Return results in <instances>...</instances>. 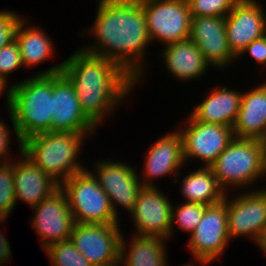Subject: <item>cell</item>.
Listing matches in <instances>:
<instances>
[{
	"label": "cell",
	"mask_w": 266,
	"mask_h": 266,
	"mask_svg": "<svg viewBox=\"0 0 266 266\" xmlns=\"http://www.w3.org/2000/svg\"><path fill=\"white\" fill-rule=\"evenodd\" d=\"M184 202H197L210 206L222 202L226 192L219 185L210 167L201 166L181 179Z\"/></svg>",
	"instance_id": "obj_25"
},
{
	"label": "cell",
	"mask_w": 266,
	"mask_h": 266,
	"mask_svg": "<svg viewBox=\"0 0 266 266\" xmlns=\"http://www.w3.org/2000/svg\"><path fill=\"white\" fill-rule=\"evenodd\" d=\"M261 239H266V233H265V235Z\"/></svg>",
	"instance_id": "obj_40"
},
{
	"label": "cell",
	"mask_w": 266,
	"mask_h": 266,
	"mask_svg": "<svg viewBox=\"0 0 266 266\" xmlns=\"http://www.w3.org/2000/svg\"><path fill=\"white\" fill-rule=\"evenodd\" d=\"M17 201L14 188V161L0 163V217H10Z\"/></svg>",
	"instance_id": "obj_28"
},
{
	"label": "cell",
	"mask_w": 266,
	"mask_h": 266,
	"mask_svg": "<svg viewBox=\"0 0 266 266\" xmlns=\"http://www.w3.org/2000/svg\"><path fill=\"white\" fill-rule=\"evenodd\" d=\"M250 189L231 200L226 194L228 234L231 240L244 236L258 244L266 233V194Z\"/></svg>",
	"instance_id": "obj_11"
},
{
	"label": "cell",
	"mask_w": 266,
	"mask_h": 266,
	"mask_svg": "<svg viewBox=\"0 0 266 266\" xmlns=\"http://www.w3.org/2000/svg\"><path fill=\"white\" fill-rule=\"evenodd\" d=\"M7 220L6 217H0V223L2 224ZM12 251H11V246L6 238V235L0 230V266L3 264L6 265L7 262L9 263L10 259H12L11 256Z\"/></svg>",
	"instance_id": "obj_34"
},
{
	"label": "cell",
	"mask_w": 266,
	"mask_h": 266,
	"mask_svg": "<svg viewBox=\"0 0 266 266\" xmlns=\"http://www.w3.org/2000/svg\"><path fill=\"white\" fill-rule=\"evenodd\" d=\"M209 167L226 193L229 188L245 191V187H253L264 177L265 162L259 141L235 137Z\"/></svg>",
	"instance_id": "obj_5"
},
{
	"label": "cell",
	"mask_w": 266,
	"mask_h": 266,
	"mask_svg": "<svg viewBox=\"0 0 266 266\" xmlns=\"http://www.w3.org/2000/svg\"><path fill=\"white\" fill-rule=\"evenodd\" d=\"M62 73L73 84L83 113L96 127L114 115L137 86L116 63L80 47L63 61Z\"/></svg>",
	"instance_id": "obj_2"
},
{
	"label": "cell",
	"mask_w": 266,
	"mask_h": 266,
	"mask_svg": "<svg viewBox=\"0 0 266 266\" xmlns=\"http://www.w3.org/2000/svg\"><path fill=\"white\" fill-rule=\"evenodd\" d=\"M97 127L83 113L73 84L61 72L52 74L50 131L95 134Z\"/></svg>",
	"instance_id": "obj_14"
},
{
	"label": "cell",
	"mask_w": 266,
	"mask_h": 266,
	"mask_svg": "<svg viewBox=\"0 0 266 266\" xmlns=\"http://www.w3.org/2000/svg\"><path fill=\"white\" fill-rule=\"evenodd\" d=\"M160 54L167 72L179 81L201 79L209 71L210 64L191 39L164 45Z\"/></svg>",
	"instance_id": "obj_21"
},
{
	"label": "cell",
	"mask_w": 266,
	"mask_h": 266,
	"mask_svg": "<svg viewBox=\"0 0 266 266\" xmlns=\"http://www.w3.org/2000/svg\"><path fill=\"white\" fill-rule=\"evenodd\" d=\"M144 161L142 177L145 178L140 179L143 187H157L154 181L168 175H174V181L178 183L181 176L180 169L185 163L182 137L178 129L167 133L165 136L162 135L161 138L152 143Z\"/></svg>",
	"instance_id": "obj_18"
},
{
	"label": "cell",
	"mask_w": 266,
	"mask_h": 266,
	"mask_svg": "<svg viewBox=\"0 0 266 266\" xmlns=\"http://www.w3.org/2000/svg\"><path fill=\"white\" fill-rule=\"evenodd\" d=\"M266 176V164H265V168H264V177ZM265 194H266V187L265 188H260Z\"/></svg>",
	"instance_id": "obj_39"
},
{
	"label": "cell",
	"mask_w": 266,
	"mask_h": 266,
	"mask_svg": "<svg viewBox=\"0 0 266 266\" xmlns=\"http://www.w3.org/2000/svg\"><path fill=\"white\" fill-rule=\"evenodd\" d=\"M7 84L8 83L6 81L0 79V97L4 92L6 96V104H7V109H8L7 111L9 115H11V85L7 87L8 86Z\"/></svg>",
	"instance_id": "obj_35"
},
{
	"label": "cell",
	"mask_w": 266,
	"mask_h": 266,
	"mask_svg": "<svg viewBox=\"0 0 266 266\" xmlns=\"http://www.w3.org/2000/svg\"><path fill=\"white\" fill-rule=\"evenodd\" d=\"M115 162L113 159H101L94 163L92 173L99 185L107 194L114 214L118 216V208H124L128 213L133 209L138 194L143 188L135 167L126 162ZM119 206V207H118Z\"/></svg>",
	"instance_id": "obj_12"
},
{
	"label": "cell",
	"mask_w": 266,
	"mask_h": 266,
	"mask_svg": "<svg viewBox=\"0 0 266 266\" xmlns=\"http://www.w3.org/2000/svg\"><path fill=\"white\" fill-rule=\"evenodd\" d=\"M157 187H143L131 212L138 236H159L169 241L172 202Z\"/></svg>",
	"instance_id": "obj_15"
},
{
	"label": "cell",
	"mask_w": 266,
	"mask_h": 266,
	"mask_svg": "<svg viewBox=\"0 0 266 266\" xmlns=\"http://www.w3.org/2000/svg\"><path fill=\"white\" fill-rule=\"evenodd\" d=\"M60 189L66 194L75 223H119L110 199L90 169L85 168L63 181Z\"/></svg>",
	"instance_id": "obj_6"
},
{
	"label": "cell",
	"mask_w": 266,
	"mask_h": 266,
	"mask_svg": "<svg viewBox=\"0 0 266 266\" xmlns=\"http://www.w3.org/2000/svg\"><path fill=\"white\" fill-rule=\"evenodd\" d=\"M20 156L21 159L14 162L15 198L32 208L50 197L60 188V184L22 152Z\"/></svg>",
	"instance_id": "obj_19"
},
{
	"label": "cell",
	"mask_w": 266,
	"mask_h": 266,
	"mask_svg": "<svg viewBox=\"0 0 266 266\" xmlns=\"http://www.w3.org/2000/svg\"><path fill=\"white\" fill-rule=\"evenodd\" d=\"M266 127V81L243 92L233 126L236 138L258 139Z\"/></svg>",
	"instance_id": "obj_22"
},
{
	"label": "cell",
	"mask_w": 266,
	"mask_h": 266,
	"mask_svg": "<svg viewBox=\"0 0 266 266\" xmlns=\"http://www.w3.org/2000/svg\"><path fill=\"white\" fill-rule=\"evenodd\" d=\"M166 241L168 240L159 236L134 234L126 240L122 235L119 266H166L168 264Z\"/></svg>",
	"instance_id": "obj_23"
},
{
	"label": "cell",
	"mask_w": 266,
	"mask_h": 266,
	"mask_svg": "<svg viewBox=\"0 0 266 266\" xmlns=\"http://www.w3.org/2000/svg\"><path fill=\"white\" fill-rule=\"evenodd\" d=\"M178 131L182 137L183 158L198 159L209 167L235 138L233 128L194 120L190 115Z\"/></svg>",
	"instance_id": "obj_10"
},
{
	"label": "cell",
	"mask_w": 266,
	"mask_h": 266,
	"mask_svg": "<svg viewBox=\"0 0 266 266\" xmlns=\"http://www.w3.org/2000/svg\"><path fill=\"white\" fill-rule=\"evenodd\" d=\"M257 246L260 247L261 251H263V253L266 254V239H260V241L257 244Z\"/></svg>",
	"instance_id": "obj_37"
},
{
	"label": "cell",
	"mask_w": 266,
	"mask_h": 266,
	"mask_svg": "<svg viewBox=\"0 0 266 266\" xmlns=\"http://www.w3.org/2000/svg\"><path fill=\"white\" fill-rule=\"evenodd\" d=\"M62 67L63 62L11 85L9 118L19 153L22 152V141L32 135L50 131L52 74L61 73Z\"/></svg>",
	"instance_id": "obj_3"
},
{
	"label": "cell",
	"mask_w": 266,
	"mask_h": 266,
	"mask_svg": "<svg viewBox=\"0 0 266 266\" xmlns=\"http://www.w3.org/2000/svg\"><path fill=\"white\" fill-rule=\"evenodd\" d=\"M25 16L18 22L15 31L24 67L27 69L42 64L54 55L52 38L38 26H29ZM26 25V26H25Z\"/></svg>",
	"instance_id": "obj_24"
},
{
	"label": "cell",
	"mask_w": 266,
	"mask_h": 266,
	"mask_svg": "<svg viewBox=\"0 0 266 266\" xmlns=\"http://www.w3.org/2000/svg\"><path fill=\"white\" fill-rule=\"evenodd\" d=\"M8 125L4 123L2 119H0V163H9L11 162L12 157L10 155V137H11V129L7 127Z\"/></svg>",
	"instance_id": "obj_33"
},
{
	"label": "cell",
	"mask_w": 266,
	"mask_h": 266,
	"mask_svg": "<svg viewBox=\"0 0 266 266\" xmlns=\"http://www.w3.org/2000/svg\"><path fill=\"white\" fill-rule=\"evenodd\" d=\"M89 136L92 135L63 131L38 133L22 141V153L61 184L87 168L78 155Z\"/></svg>",
	"instance_id": "obj_4"
},
{
	"label": "cell",
	"mask_w": 266,
	"mask_h": 266,
	"mask_svg": "<svg viewBox=\"0 0 266 266\" xmlns=\"http://www.w3.org/2000/svg\"><path fill=\"white\" fill-rule=\"evenodd\" d=\"M191 17H225L239 0H187Z\"/></svg>",
	"instance_id": "obj_29"
},
{
	"label": "cell",
	"mask_w": 266,
	"mask_h": 266,
	"mask_svg": "<svg viewBox=\"0 0 266 266\" xmlns=\"http://www.w3.org/2000/svg\"><path fill=\"white\" fill-rule=\"evenodd\" d=\"M227 41L238 57L253 41L266 35V12L257 0H239L225 16Z\"/></svg>",
	"instance_id": "obj_16"
},
{
	"label": "cell",
	"mask_w": 266,
	"mask_h": 266,
	"mask_svg": "<svg viewBox=\"0 0 266 266\" xmlns=\"http://www.w3.org/2000/svg\"><path fill=\"white\" fill-rule=\"evenodd\" d=\"M248 54L258 65L266 66V35L250 43L237 57Z\"/></svg>",
	"instance_id": "obj_32"
},
{
	"label": "cell",
	"mask_w": 266,
	"mask_h": 266,
	"mask_svg": "<svg viewBox=\"0 0 266 266\" xmlns=\"http://www.w3.org/2000/svg\"><path fill=\"white\" fill-rule=\"evenodd\" d=\"M166 266H168V265H166ZM182 266H197V265H196V263H194L193 261H190V262L188 261L187 264L185 263V264L182 265Z\"/></svg>",
	"instance_id": "obj_38"
},
{
	"label": "cell",
	"mask_w": 266,
	"mask_h": 266,
	"mask_svg": "<svg viewBox=\"0 0 266 266\" xmlns=\"http://www.w3.org/2000/svg\"><path fill=\"white\" fill-rule=\"evenodd\" d=\"M17 41L14 39L0 49V79L8 82V74L23 67Z\"/></svg>",
	"instance_id": "obj_30"
},
{
	"label": "cell",
	"mask_w": 266,
	"mask_h": 266,
	"mask_svg": "<svg viewBox=\"0 0 266 266\" xmlns=\"http://www.w3.org/2000/svg\"><path fill=\"white\" fill-rule=\"evenodd\" d=\"M120 223H75L70 240L93 266H119Z\"/></svg>",
	"instance_id": "obj_9"
},
{
	"label": "cell",
	"mask_w": 266,
	"mask_h": 266,
	"mask_svg": "<svg viewBox=\"0 0 266 266\" xmlns=\"http://www.w3.org/2000/svg\"><path fill=\"white\" fill-rule=\"evenodd\" d=\"M190 39L214 69H227L237 59L229 48L225 17H192Z\"/></svg>",
	"instance_id": "obj_17"
},
{
	"label": "cell",
	"mask_w": 266,
	"mask_h": 266,
	"mask_svg": "<svg viewBox=\"0 0 266 266\" xmlns=\"http://www.w3.org/2000/svg\"><path fill=\"white\" fill-rule=\"evenodd\" d=\"M230 241L225 196L222 202L206 207L202 220L190 234L187 248L195 262L205 266L223 255Z\"/></svg>",
	"instance_id": "obj_8"
},
{
	"label": "cell",
	"mask_w": 266,
	"mask_h": 266,
	"mask_svg": "<svg viewBox=\"0 0 266 266\" xmlns=\"http://www.w3.org/2000/svg\"><path fill=\"white\" fill-rule=\"evenodd\" d=\"M98 1L91 28L83 30V34L91 33L89 36L96 42L81 48L113 61L138 85L146 77L144 55L152 44L142 3L140 0Z\"/></svg>",
	"instance_id": "obj_1"
},
{
	"label": "cell",
	"mask_w": 266,
	"mask_h": 266,
	"mask_svg": "<svg viewBox=\"0 0 266 266\" xmlns=\"http://www.w3.org/2000/svg\"><path fill=\"white\" fill-rule=\"evenodd\" d=\"M44 251L51 266H93L70 239L53 244Z\"/></svg>",
	"instance_id": "obj_27"
},
{
	"label": "cell",
	"mask_w": 266,
	"mask_h": 266,
	"mask_svg": "<svg viewBox=\"0 0 266 266\" xmlns=\"http://www.w3.org/2000/svg\"><path fill=\"white\" fill-rule=\"evenodd\" d=\"M257 140L259 141L261 152H262V157H263L264 162L266 164V127H265L262 135Z\"/></svg>",
	"instance_id": "obj_36"
},
{
	"label": "cell",
	"mask_w": 266,
	"mask_h": 266,
	"mask_svg": "<svg viewBox=\"0 0 266 266\" xmlns=\"http://www.w3.org/2000/svg\"><path fill=\"white\" fill-rule=\"evenodd\" d=\"M23 17L14 10H0V49L14 40L16 27Z\"/></svg>",
	"instance_id": "obj_31"
},
{
	"label": "cell",
	"mask_w": 266,
	"mask_h": 266,
	"mask_svg": "<svg viewBox=\"0 0 266 266\" xmlns=\"http://www.w3.org/2000/svg\"><path fill=\"white\" fill-rule=\"evenodd\" d=\"M152 43L190 39L191 13L187 0H140Z\"/></svg>",
	"instance_id": "obj_7"
},
{
	"label": "cell",
	"mask_w": 266,
	"mask_h": 266,
	"mask_svg": "<svg viewBox=\"0 0 266 266\" xmlns=\"http://www.w3.org/2000/svg\"><path fill=\"white\" fill-rule=\"evenodd\" d=\"M206 207L207 205L197 202H182L179 206L172 205L169 239L173 237L175 225L190 235L202 220Z\"/></svg>",
	"instance_id": "obj_26"
},
{
	"label": "cell",
	"mask_w": 266,
	"mask_h": 266,
	"mask_svg": "<svg viewBox=\"0 0 266 266\" xmlns=\"http://www.w3.org/2000/svg\"><path fill=\"white\" fill-rule=\"evenodd\" d=\"M195 106L190 116L199 122L232 127L238 116L243 92L228 87H216Z\"/></svg>",
	"instance_id": "obj_20"
},
{
	"label": "cell",
	"mask_w": 266,
	"mask_h": 266,
	"mask_svg": "<svg viewBox=\"0 0 266 266\" xmlns=\"http://www.w3.org/2000/svg\"><path fill=\"white\" fill-rule=\"evenodd\" d=\"M31 209L35 211L31 225L41 239L43 250L70 239L75 221L66 194L60 188Z\"/></svg>",
	"instance_id": "obj_13"
}]
</instances>
